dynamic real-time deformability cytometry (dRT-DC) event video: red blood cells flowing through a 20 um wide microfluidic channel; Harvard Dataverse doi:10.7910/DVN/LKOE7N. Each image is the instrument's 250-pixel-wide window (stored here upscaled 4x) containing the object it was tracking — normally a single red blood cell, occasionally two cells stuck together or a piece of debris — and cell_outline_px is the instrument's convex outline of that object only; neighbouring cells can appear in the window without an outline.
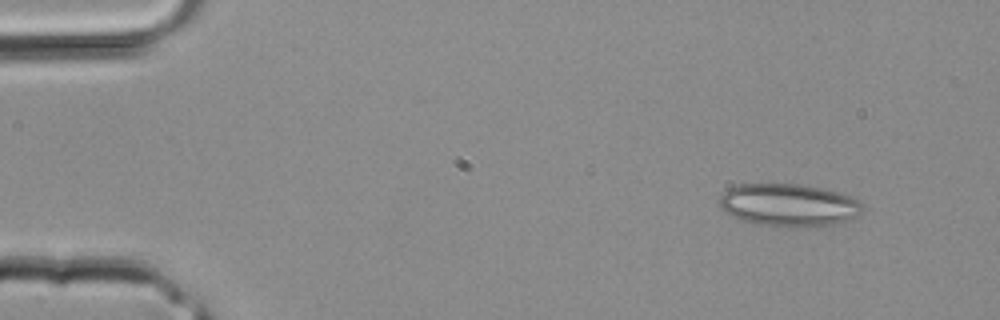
{"species": "common noctule bat (a hibernating species)", "species_latin": "Nyctalus noctula", "temperature_condition": "room temperature", "stored_images_in_passage": 2, "camera_frame_rate_fps": 3000, "um_per_image_px": 0.085, "animal": {"sex": "male", "body_mass_g": 20.4}, "frame": {"image": 1, "passage_image": 1, "time_ms": 0.0, "image_size_px": [1000, 320], "cell_outline_px": [[864, 208], [860, 212], [836, 224], [792, 228], [788, 228], [756, 224], [740, 220], [732, 216], [720, 208], [720, 192], [736, 184], [800, 184], [840, 192], [852, 196], [860, 200], [864, 204]], "centroid_in_image_um": [67.0, 17.43], "position_along_channel_um": 18.0, "area_um2": 35.95}}